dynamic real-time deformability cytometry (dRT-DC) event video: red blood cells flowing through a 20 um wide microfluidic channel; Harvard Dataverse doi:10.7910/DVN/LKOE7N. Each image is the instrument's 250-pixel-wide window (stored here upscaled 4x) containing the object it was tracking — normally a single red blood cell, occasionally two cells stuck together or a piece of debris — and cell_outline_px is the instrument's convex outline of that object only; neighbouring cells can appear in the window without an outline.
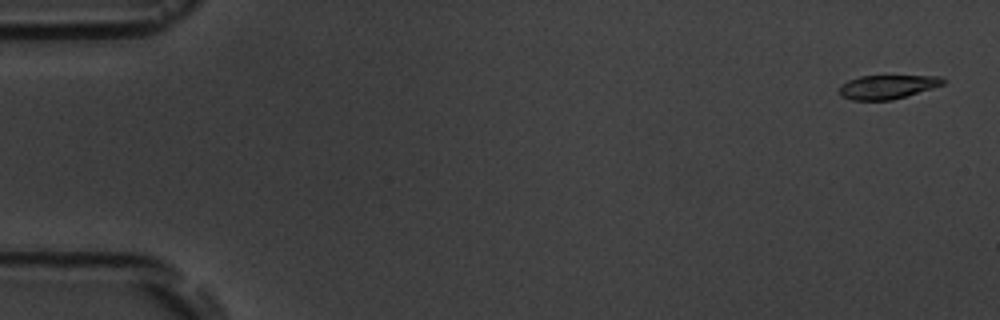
{"species": "common noctule bat (a hibernating species)", "species_latin": "Nyctalus noctula", "temperature_condition": "room temperature", "stored_images_in_passage": 15, "camera_frame_rate_fps": 3000, "um_per_image_px": 0.085, "animal": {"sex": "male", "body_mass_g": 19.5, "forearm_length_mm": 54.6}, "frame": {"image": 1, "passage_image": 1, "time_ms": 0.0, "image_size_px": [1000, 320], "cell_outline_px": [[948, 80], [944, 84], [932, 88], [892, 100], [852, 100], [840, 96], [840, 84], [848, 80], [860, 76], [940, 76]], "centroid_in_image_um": [75.42, 7.38], "position_along_channel_um": 9.6, "area_um2": 14.45}}
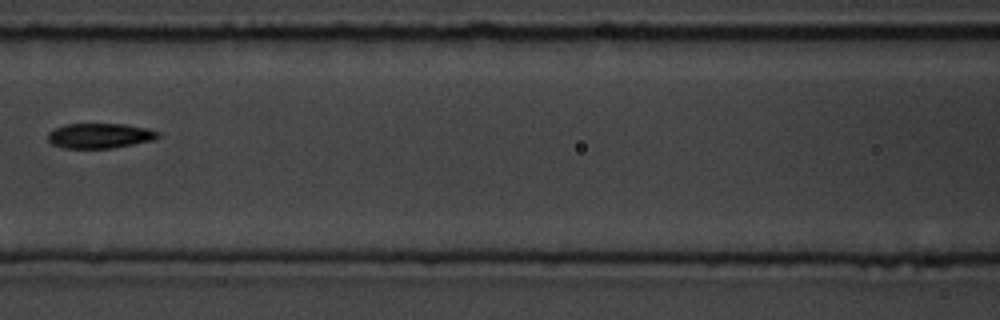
{"frame": {"image": 2, "passage_image": 7, "time_ms": 8.0, "image_size_px": [1000, 320], "cell_outline_px": [[160, 136], [152, 140], [112, 148], [64, 148], [52, 144], [48, 140], [48, 132], [56, 128], [68, 124], [124, 124], [144, 128], [160, 132]], "centroid_in_image_um": [8.46, 11.54], "position_along_channel_um": 158.1, "area_um2": 15.84}}
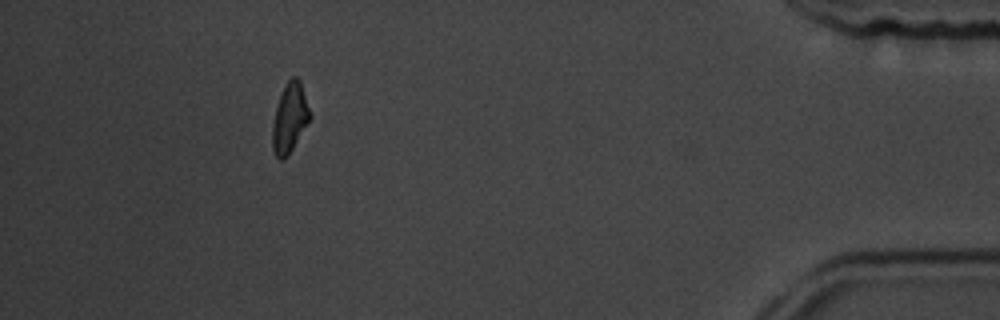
{"frame": {"image": 3, "passage_image": 14, "time_ms": 16.667, "image_size_px": [1000, 320], "cell_outline_px": [[312, 116], [288, 156], [284, 160], [280, 160], [276, 156], [272, 148], [272, 124], [276, 108], [284, 84], [292, 76], [296, 76], [300, 80]], "centroid_in_image_um": [24.63, 10.03], "position_along_channel_um": 410.6, "area_um2": 15.26}, "authors_computed_cell_mechanics": {"area_um2": 15.8372, "velocity_mm_per_s": 3.5906, "shape_relaxation_time_tau1_ms": 5.0285, "shape_relaxation_time_tau2_ms": 7.6405, "deformation_change_tau1": 0.1619, "deformation_change_tau2": 0.1427}}